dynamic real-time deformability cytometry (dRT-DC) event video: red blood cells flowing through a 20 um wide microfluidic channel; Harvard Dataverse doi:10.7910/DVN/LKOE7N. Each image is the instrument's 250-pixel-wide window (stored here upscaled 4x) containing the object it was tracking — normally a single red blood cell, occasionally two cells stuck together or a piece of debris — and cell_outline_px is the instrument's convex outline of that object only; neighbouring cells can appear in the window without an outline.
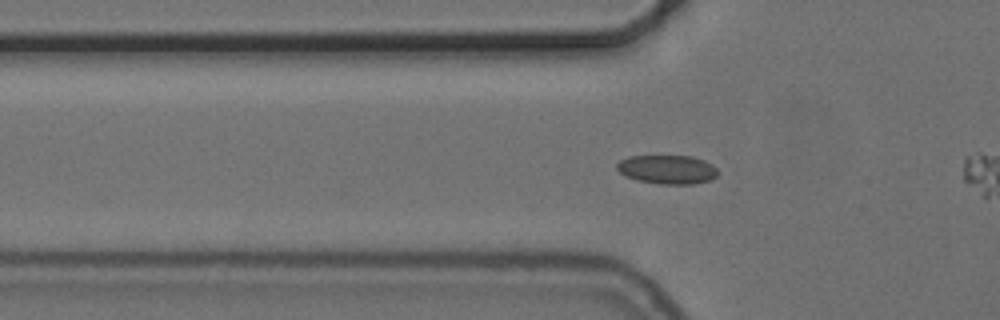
{"species": "common noctule bat (a hibernating species)", "species_latin": "Nyctalus noctula", "temperature_condition": "cold", "stored_images_in_passage": 45, "camera_frame_rate_fps": 3000, "um_per_image_px": 0.085, "animal": {"sex": "female", "body_mass_g": 24.6, "forearm_length_mm": 56.2}, "frame": {"image": 1, "passage_image": 15, "time_ms": 4.667, "image_size_px": [1000, 320], "cell_outline_px": [[720, 172], [716, 176], [708, 180], [692, 184], [660, 184], [636, 180], [624, 176], [616, 168], [616, 164], [620, 160], [628, 156], [692, 156], [704, 160], [712, 164]], "centroid_in_image_um": [56.7, 14.4], "position_along_channel_um": 69.1, "area_um2": 17.11}}
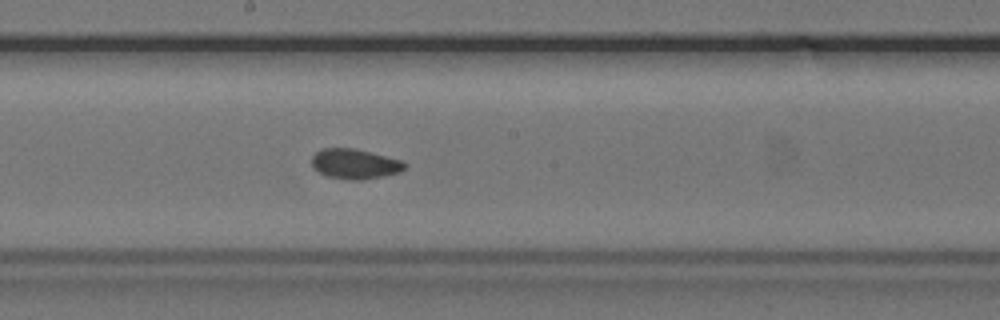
{"frame": {"image": 2, "passage_image": 27, "time_ms": 8.667, "image_size_px": [1000, 320], "cell_outline_px": [[408, 164], [400, 172], [384, 176], [360, 180], [352, 180], [328, 176], [312, 168], [312, 156], [320, 148], [356, 148], [404, 160]], "centroid_in_image_um": [30.19, 13.91], "position_along_channel_um": 218.0, "area_um2": 16.47}}
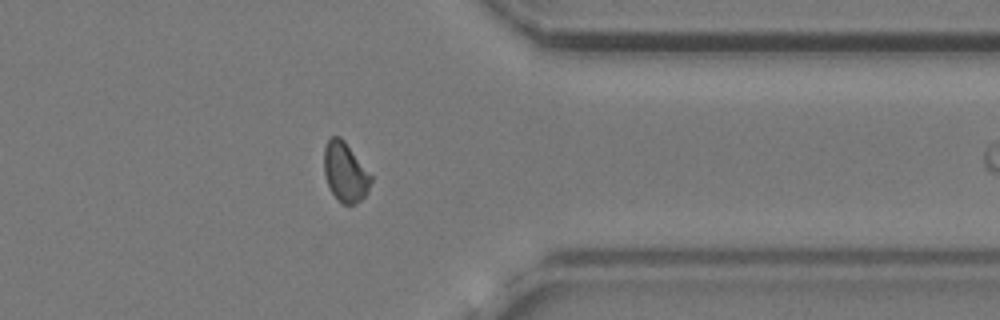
{"frame": {"image": 3, "passage_image": 41, "time_ms": 13.333, "image_size_px": [1000, 320], "cell_outline_px": [[372, 180], [368, 192], [356, 204], [344, 204], [332, 192], [328, 184], [324, 172], [324, 148], [328, 140], [332, 136], [340, 136], [344, 140], [372, 176]], "centroid_in_image_um": [29.35, 14.61], "position_along_channel_um": 382.1, "area_um2": 16.01}, "authors_computed_cell_mechanics": {"area_um2": 16.762, "velocity_mm_per_s": 3.7133, "shape_relaxation_time_tau1_ms": 3.1888, "shape_relaxation_time_tau2_ms": 2.5135, "deformation_change_tau1": 0.0427, "deformation_change_tau2": 0.0537}}